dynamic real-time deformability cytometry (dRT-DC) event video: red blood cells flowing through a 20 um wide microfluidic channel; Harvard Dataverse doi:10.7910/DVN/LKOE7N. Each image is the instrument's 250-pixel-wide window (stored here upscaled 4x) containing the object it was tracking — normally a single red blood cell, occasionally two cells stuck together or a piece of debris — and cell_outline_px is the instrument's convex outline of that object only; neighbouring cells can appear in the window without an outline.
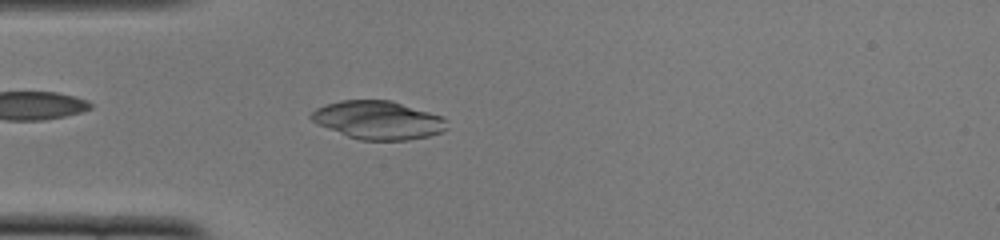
{"species": "common noctule bat (a hibernating species)", "species_latin": "Nyctalus noctula", "temperature_condition": "cold", "stored_images_in_passage": 43, "camera_frame_rate_fps": 3000, "um_per_image_px": 0.085, "animal": {"sex": "female", "body_mass_g": 22.0, "forearm_length_mm": 56.7}, "frame": {"image": 1, "passage_image": 7, "time_ms": 2.0, "image_size_px": [1000, 240], "cell_outline_px": [[448, 128], [444, 132], [428, 136], [408, 140], [360, 140], [348, 136], [328, 128], [312, 120], [308, 116], [316, 108], [324, 104], [340, 100], [392, 100], [444, 116], [448, 120]], "centroid_in_image_um": [32.21, 10.2], "position_along_channel_um": 52.8, "area_um2": 30.58}}
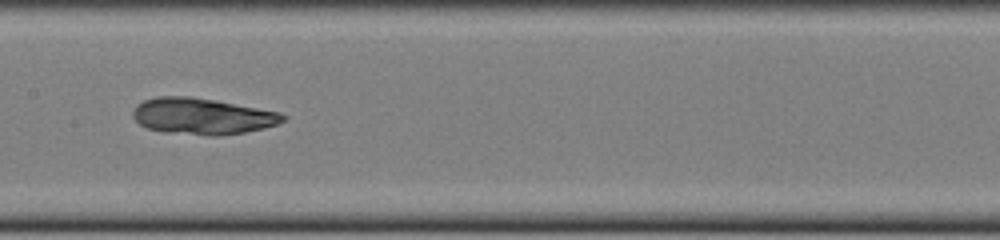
{"frame": {"image": 2, "passage_image": 18, "time_ms": 5.667, "image_size_px": [1000, 240], "cell_outline_px": [[288, 116], [284, 120], [276, 124], [264, 128], [244, 132], [220, 136], [212, 136], [164, 132], [148, 128], [140, 124], [132, 116], [132, 112], [136, 104], [144, 100], [156, 96], [192, 96], [280, 112]], "centroid_in_image_um": [17.17, 9.87], "position_along_channel_um": 190.2, "area_um2": 31.79}}
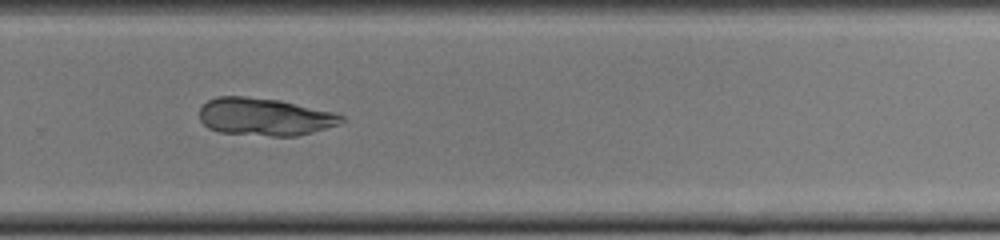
{"frame": {"image": 3, "passage_image": 27, "time_ms": 8.667, "image_size_px": [1000, 240], "cell_outline_px": [[344, 120], [340, 124], [312, 132], [296, 136], [272, 136], [220, 132], [208, 128], [200, 120], [200, 108], [208, 100], [216, 96], [244, 96], [280, 100], [336, 112], [344, 116]], "centroid_in_image_um": [22.52, 9.92], "position_along_channel_um": 307.3, "area_um2": 31.21}}